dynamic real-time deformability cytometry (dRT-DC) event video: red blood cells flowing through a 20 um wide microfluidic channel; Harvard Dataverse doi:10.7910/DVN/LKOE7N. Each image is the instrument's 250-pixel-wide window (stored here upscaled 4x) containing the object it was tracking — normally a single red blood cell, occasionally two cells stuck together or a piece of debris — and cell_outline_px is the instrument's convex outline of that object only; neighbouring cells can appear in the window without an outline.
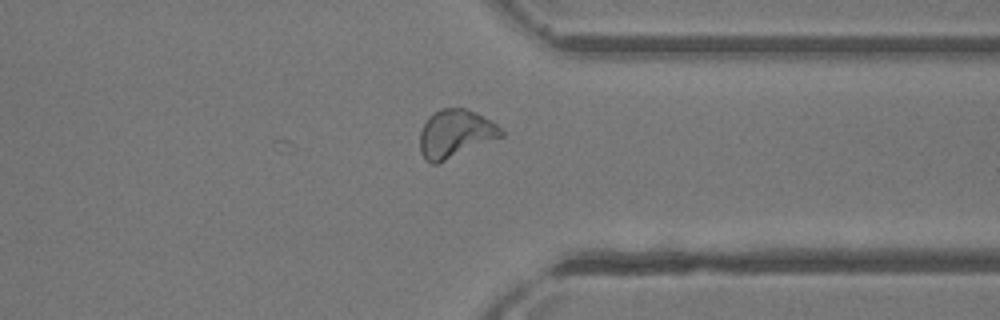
{"species": "common noctule bat (a hibernating species)", "species_latin": "Nyctalus noctula", "temperature_condition": "room temperature", "stored_images_in_passage": 34, "camera_frame_rate_fps": 3000, "um_per_image_px": 0.085, "animal": {"sex": "female"}, "frame": {"image": 1, "passage_image": 34, "time_ms": 11.0, "image_size_px": [1000, 320], "cell_outline_px": [[504, 136], [436, 164], [432, 164], [424, 160], [420, 152], [420, 132], [428, 116], [432, 112], [440, 108], [464, 108], [476, 112], [496, 124], [504, 132]], "centroid_in_image_um": [38.68, 11.36], "position_along_channel_um": 372.7, "area_um2": 22.77}}